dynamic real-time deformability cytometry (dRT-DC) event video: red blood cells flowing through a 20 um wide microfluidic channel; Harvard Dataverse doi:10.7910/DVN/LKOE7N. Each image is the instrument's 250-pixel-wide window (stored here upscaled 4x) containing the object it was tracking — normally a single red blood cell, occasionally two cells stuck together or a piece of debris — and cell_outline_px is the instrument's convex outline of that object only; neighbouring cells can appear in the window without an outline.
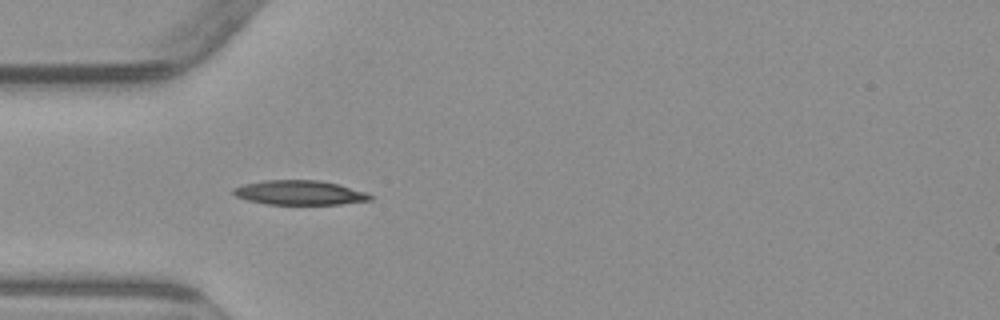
{"species": "common noctule bat (a hibernating species)", "species_latin": "Nyctalus noctula", "temperature_condition": "warm", "stored_images_in_passage": 2, "camera_frame_rate_fps": 3000, "um_per_image_px": 0.085, "animal": {"sex": "male", "body_mass_g": 23.1, "forearm_length_mm": 52.7}, "frame": {"image": 1, "passage_image": 1, "time_ms": 0.0, "image_size_px": [1000, 320], "cell_outline_px": [[372, 200], [340, 204], [264, 204], [248, 200], [236, 196], [232, 192], [232, 188], [244, 184], [264, 180], [320, 180], [340, 184], [368, 192], [372, 196]], "centroid_in_image_um": [25.49, 16.37], "position_along_channel_um": 59.5, "area_um2": 19.65}}
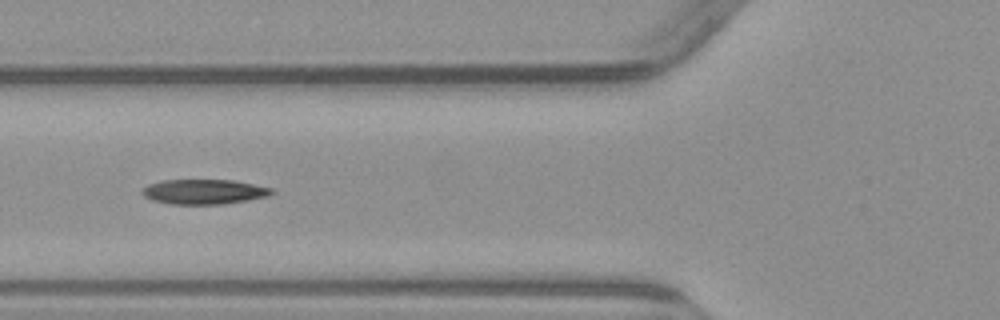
{"frame": {"image": 2, "passage_image": 2, "time_ms": 1.333, "image_size_px": [1000, 320], "cell_outline_px": [[276, 192], [268, 196], [248, 200], [224, 204], [172, 204], [152, 200], [144, 196], [140, 192], [148, 184], [160, 180], [232, 180], [272, 188]], "centroid_in_image_um": [17.33, 16.3], "position_along_channel_um": 108.5, "area_um2": 18.79}}